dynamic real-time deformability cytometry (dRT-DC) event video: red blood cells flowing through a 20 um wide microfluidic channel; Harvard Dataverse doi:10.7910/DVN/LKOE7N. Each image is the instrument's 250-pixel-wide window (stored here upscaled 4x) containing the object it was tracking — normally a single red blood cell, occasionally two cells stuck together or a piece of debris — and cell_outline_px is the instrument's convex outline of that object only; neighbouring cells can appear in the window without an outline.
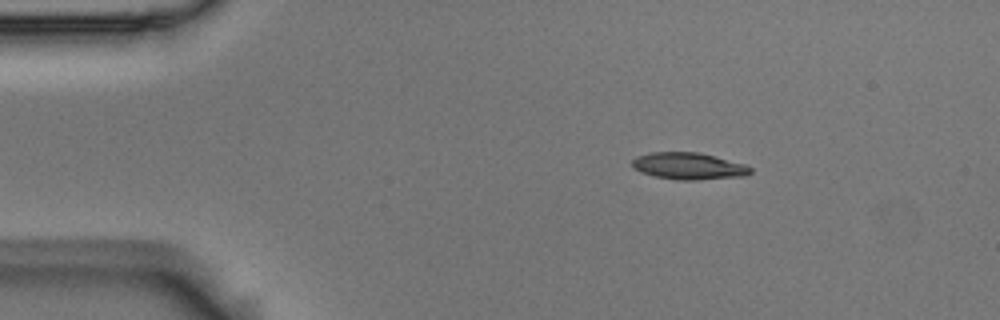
{"species": "Egyptian fruit bat (a non-hibernating species)", "species_latin": "Rousettus aegyptiacus", "temperature_condition": "room temperature", "stored_images_in_passage": 4, "camera_frame_rate_fps": 3000, "um_per_image_px": 0.085, "animal": {"sex": "male"}, "frame": {"image": 1, "passage_image": 2, "time_ms": 0.333, "image_size_px": [1000, 320], "cell_outline_px": [[752, 172], [748, 176], [696, 180], [676, 180], [656, 176], [640, 172], [632, 168], [632, 160], [636, 156], [648, 152], [700, 152], [744, 164], [752, 168]], "centroid_in_image_um": [58.53, 14.11], "position_along_channel_um": 26.5, "area_um2": 18.73}}